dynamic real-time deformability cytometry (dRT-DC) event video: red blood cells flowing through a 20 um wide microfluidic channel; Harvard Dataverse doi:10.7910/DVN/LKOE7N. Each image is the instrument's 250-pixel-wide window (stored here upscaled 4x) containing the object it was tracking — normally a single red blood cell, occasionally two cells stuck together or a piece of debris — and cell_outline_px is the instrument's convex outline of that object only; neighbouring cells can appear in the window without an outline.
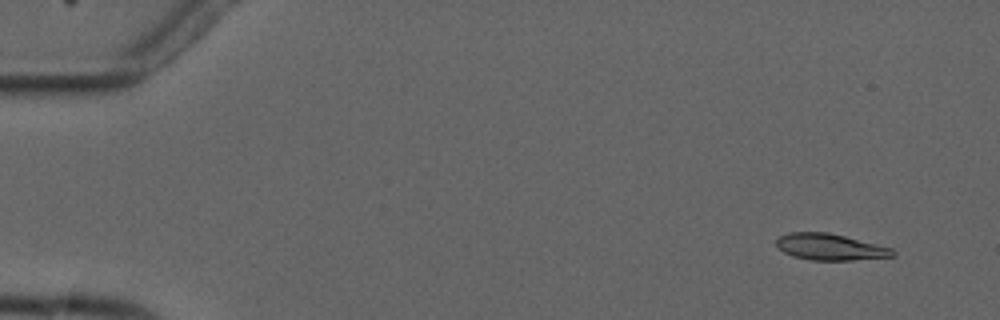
{"species": "common noctule bat (a hibernating species)", "species_latin": "Nyctalus noctula", "temperature_condition": "cold", "stored_images_in_passage": 4, "camera_frame_rate_fps": 3000, "um_per_image_px": 0.085, "animal": {"sex": "male", "forearm_length_mm": 52.5}, "frame": {"image": 1, "passage_image": 1, "time_ms": 0.0, "image_size_px": [1000, 320], "cell_outline_px": [[896, 256], [852, 260], [812, 260], [792, 256], [784, 252], [776, 244], [776, 240], [780, 236], [788, 232], [828, 232], [892, 248], [896, 252]], "centroid_in_image_um": [70.56, 20.99], "position_along_channel_um": 14.4, "area_um2": 17.8}}